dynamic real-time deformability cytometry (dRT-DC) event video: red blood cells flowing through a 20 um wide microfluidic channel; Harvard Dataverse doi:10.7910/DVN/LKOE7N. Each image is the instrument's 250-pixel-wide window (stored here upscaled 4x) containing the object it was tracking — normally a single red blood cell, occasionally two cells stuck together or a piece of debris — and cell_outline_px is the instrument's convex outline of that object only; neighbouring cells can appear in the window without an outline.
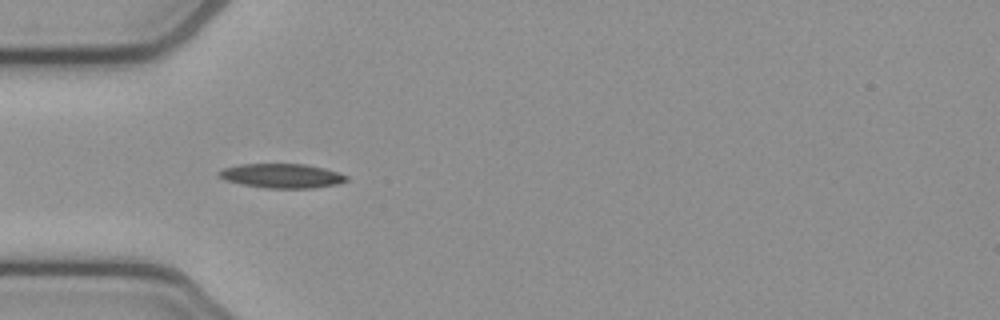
{"species": "common noctule bat (a hibernating species)", "species_latin": "Nyctalus noctula", "temperature_condition": "cold", "stored_images_in_passage": 41, "camera_frame_rate_fps": 3000, "um_per_image_px": 0.085, "animal": {"sex": "female", "body_mass_g": 21.9}, "frame": {"image": 1, "passage_image": 4, "time_ms": 1.0, "image_size_px": [1000, 320], "cell_outline_px": [[348, 180], [336, 184], [312, 188], [264, 188], [224, 180], [216, 176], [216, 172], [224, 168], [240, 164], [304, 164], [324, 168], [348, 176]], "centroid_in_image_um": [23.9, 14.94], "position_along_channel_um": 61.1, "area_um2": 18.03}}
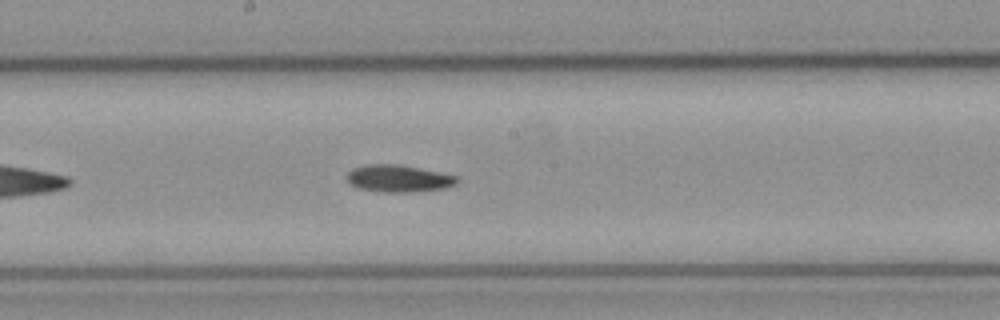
{"frame": {"image": 2, "passage_image": 16, "time_ms": 5.0, "image_size_px": [1000, 320], "cell_outline_px": [[460, 180], [456, 184], [444, 188], [408, 192], [380, 192], [360, 188], [348, 184], [344, 176], [352, 168], [364, 164], [400, 164], [440, 172], [456, 176]], "centroid_in_image_um": [33.81, 15.16], "position_along_channel_um": 214.4, "area_um2": 17.63}}
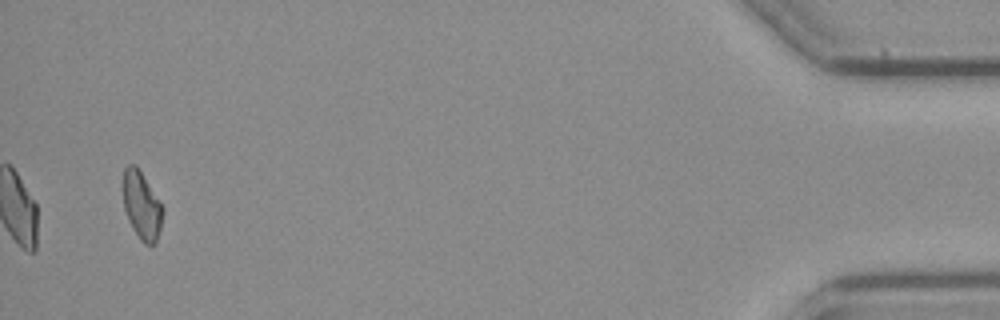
{"frame": {"image": 3, "passage_image": 39, "time_ms": 12.667, "image_size_px": [1000, 320], "cell_outline_px": [[164, 212], [156, 244], [144, 244], [140, 240], [132, 228], [128, 220], [124, 208], [120, 184], [124, 168], [128, 164], [136, 164], [164, 208]], "centroid_in_image_um": [12.0, 17.43], "position_along_channel_um": 423.2, "area_um2": 16.18}}